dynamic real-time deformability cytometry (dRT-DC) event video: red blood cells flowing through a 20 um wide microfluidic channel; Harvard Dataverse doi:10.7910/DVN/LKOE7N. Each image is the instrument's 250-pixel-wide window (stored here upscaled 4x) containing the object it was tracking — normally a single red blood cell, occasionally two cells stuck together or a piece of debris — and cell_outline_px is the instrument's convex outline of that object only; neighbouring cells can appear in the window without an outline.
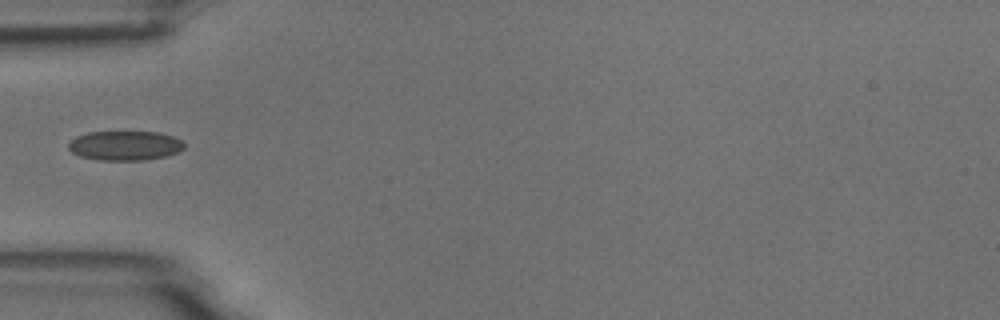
{"species": "common noctule bat (a hibernating species)", "species_latin": "Nyctalus noctula", "temperature_condition": "room temperature", "stored_images_in_passage": 5, "camera_frame_rate_fps": 3000, "um_per_image_px": 0.085, "animal": {"sex": "male", "body_mass_g": 18.8}, "frame": {"image": 1, "passage_image": 5, "time_ms": 4.667, "image_size_px": [1000, 320], "cell_outline_px": [[184, 148], [168, 156], [144, 160], [100, 160], [80, 156], [72, 152], [68, 148], [68, 144], [76, 136], [88, 132], [160, 132], [172, 136], [180, 140], [184, 144]], "centroid_in_image_um": [10.62, 12.38], "position_along_channel_um": 74.4, "area_um2": 19.83}}